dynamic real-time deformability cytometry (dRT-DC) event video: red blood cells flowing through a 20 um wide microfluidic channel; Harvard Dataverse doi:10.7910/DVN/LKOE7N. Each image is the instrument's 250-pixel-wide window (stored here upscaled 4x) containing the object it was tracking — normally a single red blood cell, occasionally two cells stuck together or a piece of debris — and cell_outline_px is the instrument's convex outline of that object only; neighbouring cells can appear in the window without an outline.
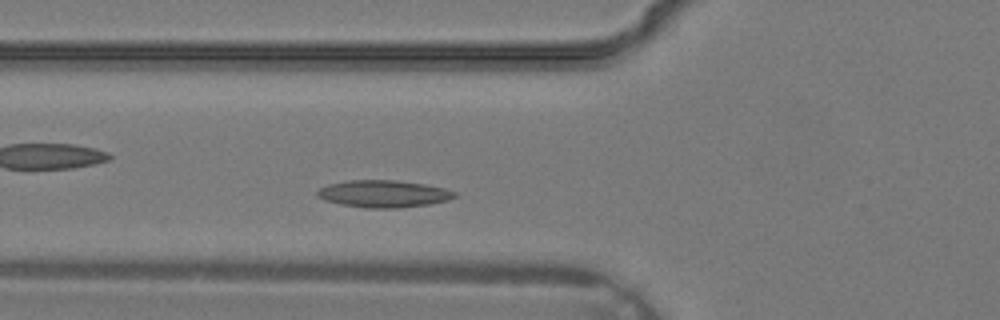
{"species": "common noctule bat (a hibernating species)", "species_latin": "Nyctalus noctula", "temperature_condition": "warm", "stored_images_in_passage": 28, "camera_frame_rate_fps": 3000, "um_per_image_px": 0.085, "animal": {"sex": "male", "body_mass_g": 19.2, "forearm_length_mm": 51.8}, "frame": {"image": 1, "passage_image": 5, "time_ms": 1.333, "image_size_px": [1000, 320], "cell_outline_px": [[456, 196], [448, 200], [428, 204], [400, 208], [368, 208], [340, 204], [324, 200], [316, 196], [316, 192], [320, 188], [328, 184], [348, 180], [396, 180], [424, 184], [444, 188], [456, 192]], "centroid_in_image_um": [32.57, 16.47], "position_along_channel_um": 93.2, "area_um2": 21.73}}
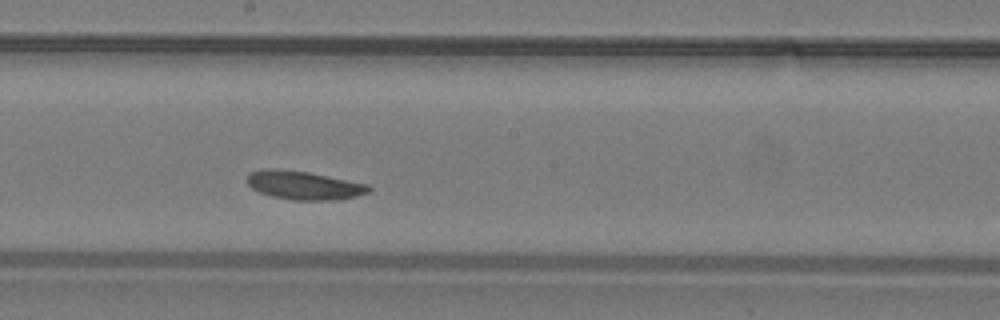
{"frame": {"image": 2, "passage_image": 12, "time_ms": 3.667, "image_size_px": [1000, 320], "cell_outline_px": [[372, 188], [368, 192], [356, 196], [336, 200], [296, 200], [272, 196], [260, 192], [252, 188], [248, 184], [248, 176], [252, 172], [264, 168], [272, 168], [308, 172], [368, 184]], "centroid_in_image_um": [25.85, 15.75], "position_along_channel_um": 222.4, "area_um2": 20.0}}
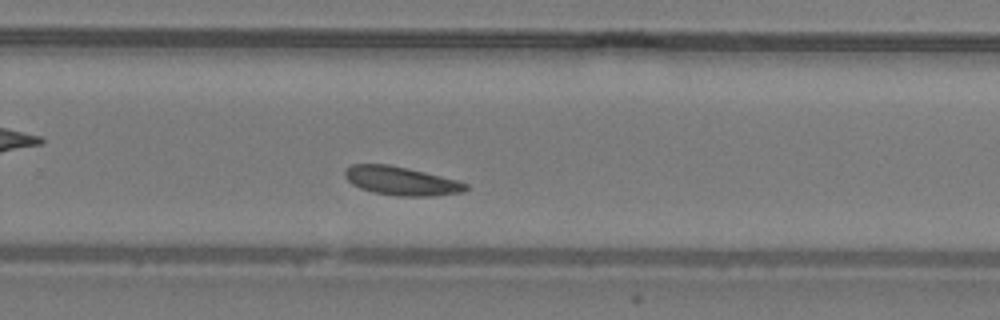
{"frame": {"image": 3, "passage_image": 16, "time_ms": 5.0, "image_size_px": [1000, 320], "cell_outline_px": [[468, 188], [460, 192], [436, 196], [396, 196], [372, 192], [360, 188], [352, 184], [344, 176], [344, 172], [352, 164], [388, 164], [408, 168], [456, 180], [468, 184]], "centroid_in_image_um": [34.08, 15.38], "position_along_channel_um": 295.7, "area_um2": 20.06}}